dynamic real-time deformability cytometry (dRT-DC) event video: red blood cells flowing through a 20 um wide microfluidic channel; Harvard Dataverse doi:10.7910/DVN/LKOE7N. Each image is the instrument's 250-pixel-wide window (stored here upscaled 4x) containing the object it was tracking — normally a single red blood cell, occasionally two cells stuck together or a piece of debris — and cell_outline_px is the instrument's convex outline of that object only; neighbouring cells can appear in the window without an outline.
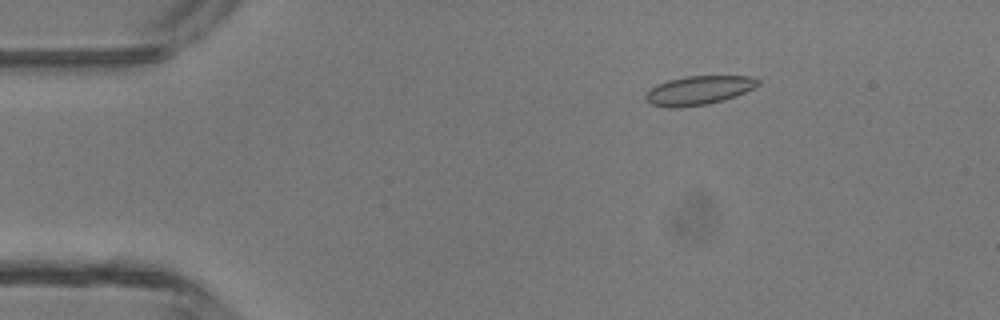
{"species": "common noctule bat (a hibernating species)", "species_latin": "Nyctalus noctula", "temperature_condition": "room temperature", "stored_images_in_passage": 4, "camera_frame_rate_fps": 3000, "um_per_image_px": 0.085, "animal": {"sex": "male", "body_mass_g": 13.3}, "frame": {"image": 1, "passage_image": 1, "time_ms": 0.0, "image_size_px": [1000, 320], "cell_outline_px": [[760, 84], [736, 96], [724, 100], [708, 104], [680, 108], [668, 108], [652, 104], [644, 100], [644, 96], [656, 84], [668, 80], [684, 76], [752, 76], [760, 80]], "centroid_in_image_um": [59.37, 7.68], "position_along_channel_um": 25.6, "area_um2": 19.07}}
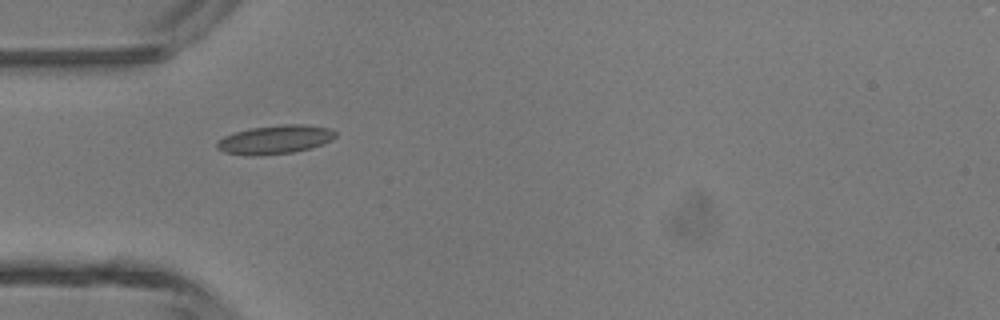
{"frame": {"image": 2, "passage_image": 3, "time_ms": 0.667, "image_size_px": [1000, 320], "cell_outline_px": [[336, 136], [332, 140], [324, 144], [312, 148], [292, 152], [256, 156], [248, 156], [224, 152], [216, 148], [216, 144], [224, 136], [248, 128], [280, 124], [304, 124], [328, 128], [336, 132]], "centroid_in_image_um": [23.39, 11.86], "position_along_channel_um": 61.6, "area_um2": 20.0}}
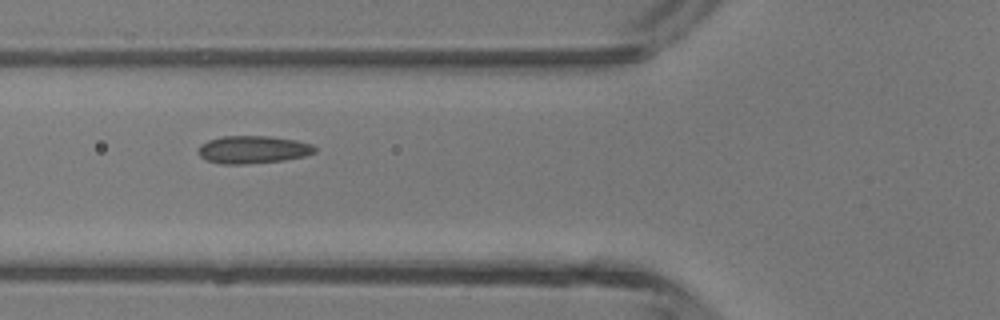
{"frame": {"image": 3, "passage_image": 4, "time_ms": 1.0, "image_size_px": [1000, 320], "cell_outline_px": [[316, 152], [304, 156], [284, 160], [244, 164], [220, 164], [208, 160], [200, 156], [196, 152], [200, 144], [208, 140], [220, 136], [268, 136], [296, 140], [312, 144], [316, 148]], "centroid_in_image_um": [21.47, 12.71], "position_along_channel_um": 104.3, "area_um2": 18.9}}